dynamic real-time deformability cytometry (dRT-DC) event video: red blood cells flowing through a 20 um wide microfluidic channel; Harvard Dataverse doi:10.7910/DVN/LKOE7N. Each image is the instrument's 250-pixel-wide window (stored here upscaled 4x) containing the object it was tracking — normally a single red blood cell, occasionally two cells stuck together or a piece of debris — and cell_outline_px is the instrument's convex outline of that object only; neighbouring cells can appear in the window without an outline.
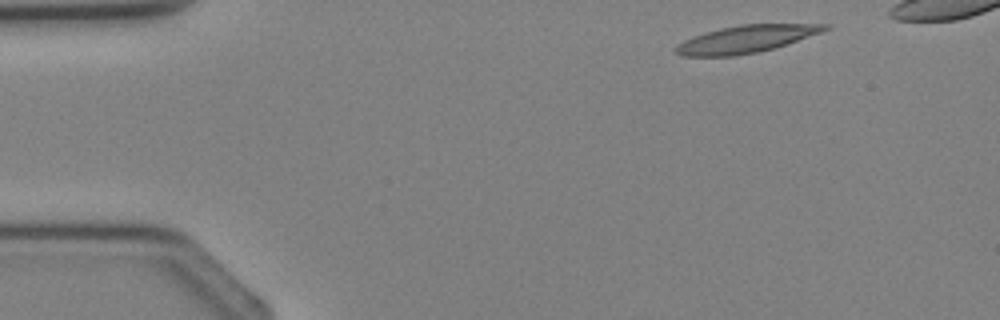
{"species": "Egyptian fruit bat (a non-hibernating species)", "species_latin": "Rousettus aegyptiacus", "temperature_condition": "cold", "stored_images_in_passage": 3, "camera_frame_rate_fps": 3000, "um_per_image_px": 0.085, "animal": {"sex": "female"}, "frame": {"image": 1, "passage_image": 1, "time_ms": 0.0, "image_size_px": [1000, 320], "cell_outline_px": [[832, 28], [772, 48], [756, 52], [732, 56], [684, 56], [676, 52], [676, 48], [684, 40], [692, 36], [704, 32], [720, 28], [740, 24], [828, 24]], "centroid_in_image_um": [63.38, 3.31], "position_along_channel_um": 21.6, "area_um2": 23.24}}